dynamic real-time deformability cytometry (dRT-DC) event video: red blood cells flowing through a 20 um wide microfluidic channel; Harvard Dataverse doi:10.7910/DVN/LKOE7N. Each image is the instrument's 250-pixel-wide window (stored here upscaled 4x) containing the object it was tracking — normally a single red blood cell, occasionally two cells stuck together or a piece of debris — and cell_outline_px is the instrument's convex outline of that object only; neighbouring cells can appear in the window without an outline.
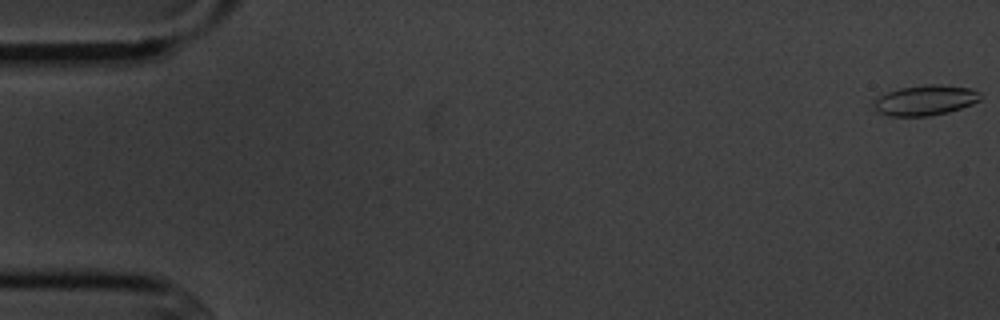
{"species": "common noctule bat (a hibernating species)", "species_latin": "Nyctalus noctula", "temperature_condition": "cold", "stored_images_in_passage": 5, "camera_frame_rate_fps": 3000, "um_per_image_px": 0.085, "animal": {"sex": "male", "body_mass_g": 20.1, "forearm_length_mm": 53.5}, "frame": {"image": 1, "passage_image": 1, "time_ms": 0.0, "image_size_px": [1000, 320], "cell_outline_px": [[980, 100], [972, 104], [948, 112], [928, 116], [888, 116], [880, 112], [872, 104], [880, 96], [888, 92], [900, 88], [924, 84], [940, 84], [972, 88], [980, 92]], "centroid_in_image_um": [78.68, 8.51], "position_along_channel_um": 6.3, "area_um2": 18.73}}